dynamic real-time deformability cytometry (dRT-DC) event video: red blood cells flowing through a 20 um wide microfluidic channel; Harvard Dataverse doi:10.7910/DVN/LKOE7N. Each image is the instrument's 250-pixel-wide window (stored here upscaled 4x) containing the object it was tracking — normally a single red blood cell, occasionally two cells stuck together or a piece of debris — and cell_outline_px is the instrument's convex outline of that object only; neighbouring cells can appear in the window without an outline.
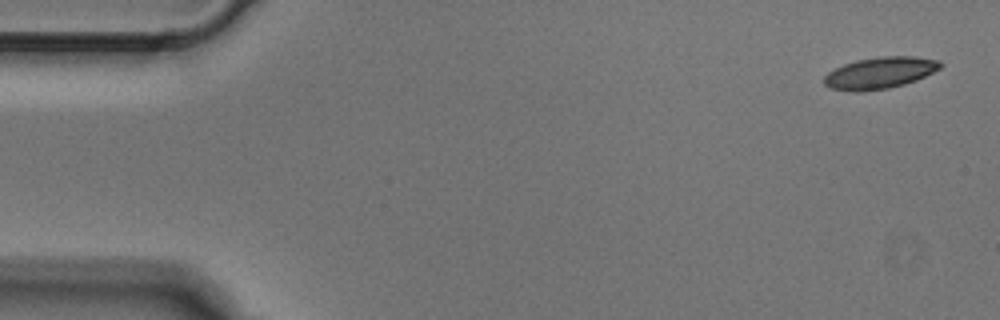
{"species": "Egyptian fruit bat (a non-hibernating species)", "species_latin": "Rousettus aegyptiacus", "temperature_condition": "cold", "stored_images_in_passage": 6, "camera_frame_rate_fps": 3000, "um_per_image_px": 0.085, "animal": {"sex": "male"}, "frame": {"image": 1, "passage_image": 1, "time_ms": 0.0, "image_size_px": [1000, 320], "cell_outline_px": [[944, 64], [940, 68], [916, 80], [904, 84], [888, 88], [864, 92], [852, 92], [828, 88], [824, 84], [824, 76], [828, 72], [844, 64], [856, 60], [880, 56], [916, 56], [940, 60]], "centroid_in_image_um": [74.78, 6.2], "position_along_channel_um": 10.2, "area_um2": 21.62}}
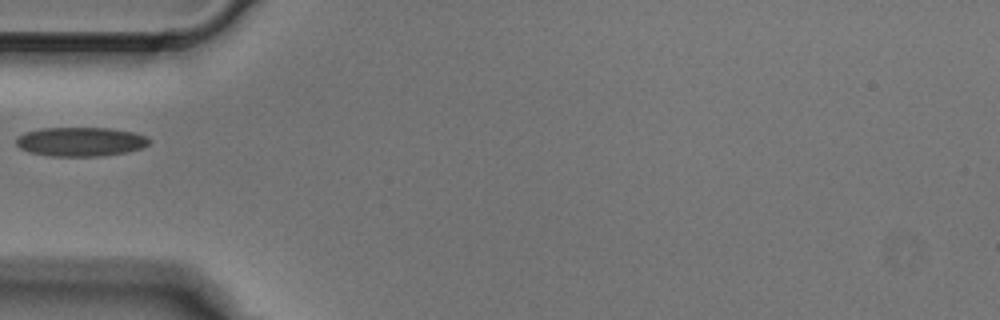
{"frame": {"image": 2, "passage_image": 5, "time_ms": 1.333, "image_size_px": [1000, 320], "cell_outline_px": [[152, 140], [148, 144], [140, 148], [124, 152], [100, 156], [48, 156], [28, 152], [20, 148], [16, 144], [16, 136], [24, 132], [44, 128], [108, 128], [132, 132], [144, 136]], "centroid_in_image_um": [6.78, 12.04], "position_along_channel_um": 78.2, "area_um2": 22.48}}
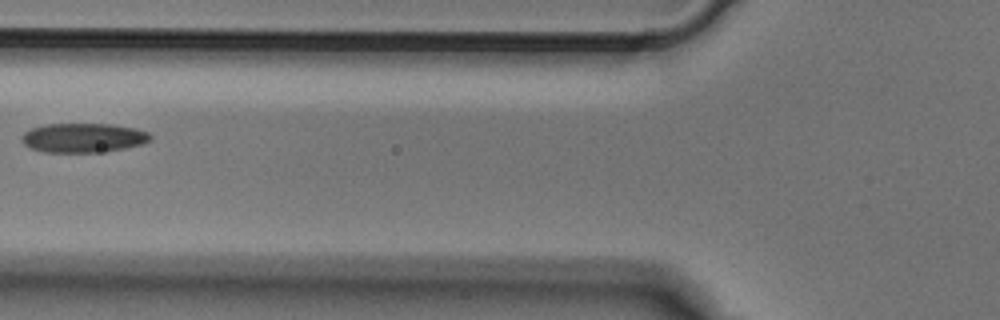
{"frame": {"image": 3, "passage_image": 6, "time_ms": 1.667, "image_size_px": [1000, 320], "cell_outline_px": [[152, 140], [144, 144], [124, 148], [96, 152], [44, 152], [32, 148], [24, 144], [20, 140], [20, 136], [24, 132], [32, 128], [44, 124], [112, 124], [136, 128], [148, 132], [152, 136]], "centroid_in_image_um": [7.09, 11.7], "position_along_channel_um": 118.7, "area_um2": 22.08}}